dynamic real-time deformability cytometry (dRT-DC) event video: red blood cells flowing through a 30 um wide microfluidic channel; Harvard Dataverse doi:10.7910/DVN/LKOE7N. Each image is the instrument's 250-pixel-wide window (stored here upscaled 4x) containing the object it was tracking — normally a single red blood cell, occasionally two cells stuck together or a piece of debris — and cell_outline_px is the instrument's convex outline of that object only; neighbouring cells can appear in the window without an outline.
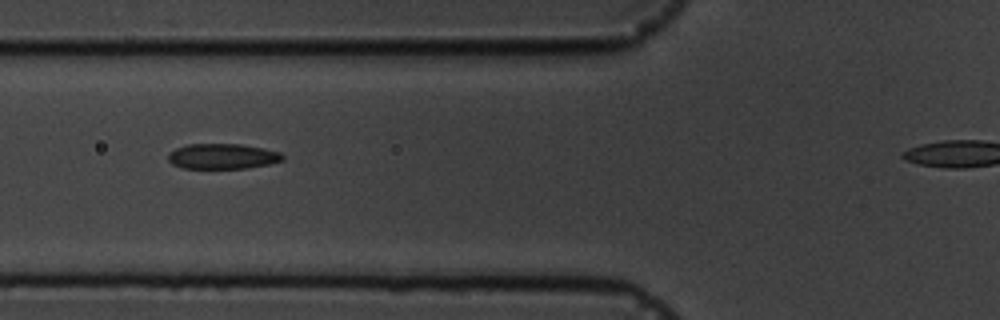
{"species": "common noctule bat (a hibernating species)", "species_latin": "Nyctalus noctula", "temperature_condition": "cold", "stored_images_in_passage": 12, "camera_frame_rate_fps": 3000, "um_per_image_px": 0.085, "animal": {"sex": "male", "body_mass_g": 19.5, "forearm_length_mm": 54.6}, "frame": {"image": 1, "passage_image": 4, "time_ms": 3.333, "image_size_px": [1000, 320], "cell_outline_px": [[284, 160], [268, 164], [248, 168], [184, 168], [172, 164], [168, 160], [168, 152], [176, 148], [188, 144], [240, 144], [264, 148], [280, 152], [284, 156]], "centroid_in_image_um": [18.91, 13.28], "position_along_channel_um": 106.9, "area_um2": 16.94}}
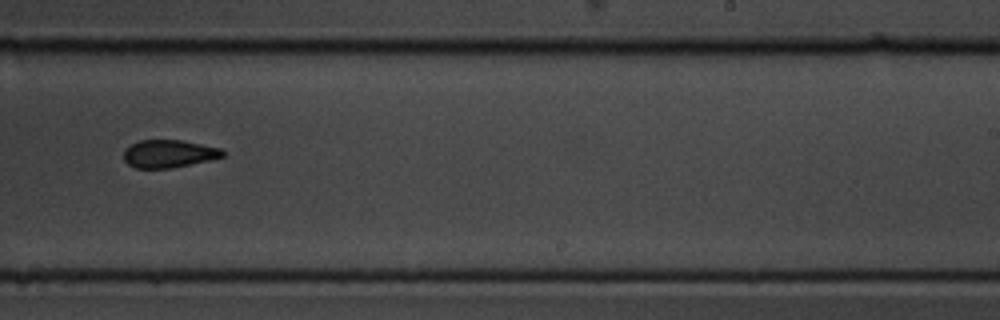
{"frame": {"image": 2, "passage_image": 8, "time_ms": 8.0, "image_size_px": [1000, 320], "cell_outline_px": [[224, 156], [208, 160], [172, 168], [136, 168], [128, 164], [124, 160], [124, 148], [140, 140], [180, 140], [220, 148], [224, 152]], "centroid_in_image_um": [14.31, 13.07], "position_along_channel_um": 274.7, "area_um2": 15.84}}
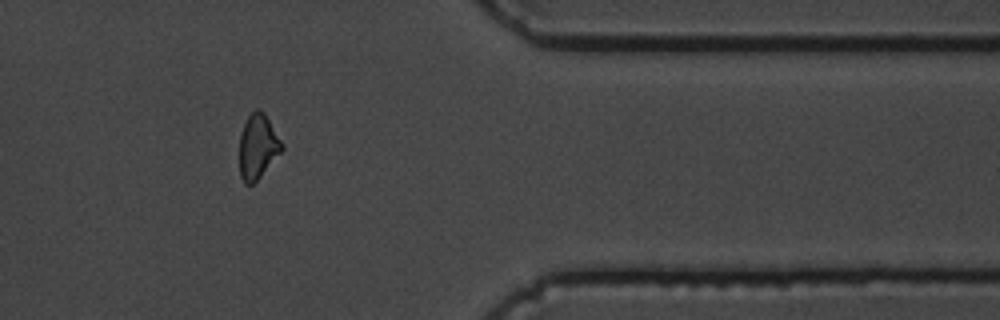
{"frame": {"image": 3, "passage_image": 11, "time_ms": 11.667, "image_size_px": [1000, 320], "cell_outline_px": [[284, 148], [260, 176], [252, 184], [244, 184], [240, 176], [240, 132], [248, 116], [256, 108], [260, 108], [264, 112], [284, 144]], "centroid_in_image_um": [21.91, 12.42], "position_along_channel_um": 389.5, "area_um2": 15.9}, "authors_computed_cell_mechanics": {"area_um2": 16.9354, "velocity_mm_per_s": 3.6144, "shape_relaxation_time_tau1_ms": 5.0997, "shape_relaxation_time_tau2_ms": 3.4661, "deformation_change_tau1": 0.1169, "deformation_change_tau2": 0.0881}}